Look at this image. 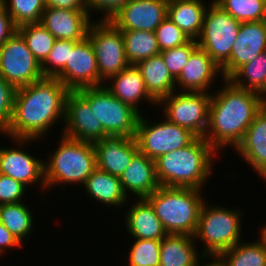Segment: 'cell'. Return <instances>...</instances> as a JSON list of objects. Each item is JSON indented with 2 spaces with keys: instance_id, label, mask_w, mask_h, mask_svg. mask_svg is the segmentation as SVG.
Segmentation results:
<instances>
[{
  "instance_id": "6da1fadb",
  "label": "cell",
  "mask_w": 266,
  "mask_h": 266,
  "mask_svg": "<svg viewBox=\"0 0 266 266\" xmlns=\"http://www.w3.org/2000/svg\"><path fill=\"white\" fill-rule=\"evenodd\" d=\"M68 93L57 78L51 77L17 88L13 116L2 133L18 143L16 146L42 139L53 124L64 123Z\"/></svg>"
},
{
  "instance_id": "7a4b0ae2",
  "label": "cell",
  "mask_w": 266,
  "mask_h": 266,
  "mask_svg": "<svg viewBox=\"0 0 266 266\" xmlns=\"http://www.w3.org/2000/svg\"><path fill=\"white\" fill-rule=\"evenodd\" d=\"M222 88L211 93L208 125L204 139L216 150L233 146L243 140L256 114L266 104L261 95L236 87L224 79ZM214 95V96H213Z\"/></svg>"
},
{
  "instance_id": "3957f363",
  "label": "cell",
  "mask_w": 266,
  "mask_h": 266,
  "mask_svg": "<svg viewBox=\"0 0 266 266\" xmlns=\"http://www.w3.org/2000/svg\"><path fill=\"white\" fill-rule=\"evenodd\" d=\"M215 153L203 137H196L186 147L159 156L155 168L160 186L202 190L212 175Z\"/></svg>"
},
{
  "instance_id": "277c9868",
  "label": "cell",
  "mask_w": 266,
  "mask_h": 266,
  "mask_svg": "<svg viewBox=\"0 0 266 266\" xmlns=\"http://www.w3.org/2000/svg\"><path fill=\"white\" fill-rule=\"evenodd\" d=\"M202 190L160 186L146 199L168 234L194 236L204 202Z\"/></svg>"
},
{
  "instance_id": "5b68a950",
  "label": "cell",
  "mask_w": 266,
  "mask_h": 266,
  "mask_svg": "<svg viewBox=\"0 0 266 266\" xmlns=\"http://www.w3.org/2000/svg\"><path fill=\"white\" fill-rule=\"evenodd\" d=\"M60 138L57 149L50 155V159L47 158V162H44L46 191L49 187L60 186L61 183L83 185L96 169V152L93 143L71 139L64 135Z\"/></svg>"
},
{
  "instance_id": "8992f818",
  "label": "cell",
  "mask_w": 266,
  "mask_h": 266,
  "mask_svg": "<svg viewBox=\"0 0 266 266\" xmlns=\"http://www.w3.org/2000/svg\"><path fill=\"white\" fill-rule=\"evenodd\" d=\"M207 204L208 202L204 201L201 206L194 238L204 243L202 248L204 257H218L222 252L241 242L243 211L237 208L228 209L219 204L218 206Z\"/></svg>"
},
{
  "instance_id": "52a82bcc",
  "label": "cell",
  "mask_w": 266,
  "mask_h": 266,
  "mask_svg": "<svg viewBox=\"0 0 266 266\" xmlns=\"http://www.w3.org/2000/svg\"><path fill=\"white\" fill-rule=\"evenodd\" d=\"M94 110L96 118L109 136L135 137L140 113L121 102L105 87L96 86L77 90Z\"/></svg>"
},
{
  "instance_id": "ba28073f",
  "label": "cell",
  "mask_w": 266,
  "mask_h": 266,
  "mask_svg": "<svg viewBox=\"0 0 266 266\" xmlns=\"http://www.w3.org/2000/svg\"><path fill=\"white\" fill-rule=\"evenodd\" d=\"M240 24L213 0L205 11L201 33L196 39L197 45L206 51L220 68L230 58Z\"/></svg>"
},
{
  "instance_id": "9c48e42d",
  "label": "cell",
  "mask_w": 266,
  "mask_h": 266,
  "mask_svg": "<svg viewBox=\"0 0 266 266\" xmlns=\"http://www.w3.org/2000/svg\"><path fill=\"white\" fill-rule=\"evenodd\" d=\"M211 92H172L157 105L163 106V116L169 122L192 132L196 137L205 136L208 125Z\"/></svg>"
},
{
  "instance_id": "30bf717a",
  "label": "cell",
  "mask_w": 266,
  "mask_h": 266,
  "mask_svg": "<svg viewBox=\"0 0 266 266\" xmlns=\"http://www.w3.org/2000/svg\"><path fill=\"white\" fill-rule=\"evenodd\" d=\"M92 21L87 38L97 60L99 77L105 82L129 66L122 32L110 20Z\"/></svg>"
},
{
  "instance_id": "8fae6325",
  "label": "cell",
  "mask_w": 266,
  "mask_h": 266,
  "mask_svg": "<svg viewBox=\"0 0 266 266\" xmlns=\"http://www.w3.org/2000/svg\"><path fill=\"white\" fill-rule=\"evenodd\" d=\"M143 114L138 120L135 139L140 153L156 160L159 156L189 145L196 136L166 118L152 123Z\"/></svg>"
},
{
  "instance_id": "7c38bea8",
  "label": "cell",
  "mask_w": 266,
  "mask_h": 266,
  "mask_svg": "<svg viewBox=\"0 0 266 266\" xmlns=\"http://www.w3.org/2000/svg\"><path fill=\"white\" fill-rule=\"evenodd\" d=\"M0 76L16 89L44 78L40 63L18 31L0 47Z\"/></svg>"
},
{
  "instance_id": "4fadbf2b",
  "label": "cell",
  "mask_w": 266,
  "mask_h": 266,
  "mask_svg": "<svg viewBox=\"0 0 266 266\" xmlns=\"http://www.w3.org/2000/svg\"><path fill=\"white\" fill-rule=\"evenodd\" d=\"M54 78H57L69 91L104 84L99 77L96 56L87 37L78 41L73 49L69 50L65 67Z\"/></svg>"
},
{
  "instance_id": "5bb4252c",
  "label": "cell",
  "mask_w": 266,
  "mask_h": 266,
  "mask_svg": "<svg viewBox=\"0 0 266 266\" xmlns=\"http://www.w3.org/2000/svg\"><path fill=\"white\" fill-rule=\"evenodd\" d=\"M64 122L61 135L65 137L90 143L109 137L89 102L78 91H69L67 95Z\"/></svg>"
},
{
  "instance_id": "9a60e30c",
  "label": "cell",
  "mask_w": 266,
  "mask_h": 266,
  "mask_svg": "<svg viewBox=\"0 0 266 266\" xmlns=\"http://www.w3.org/2000/svg\"><path fill=\"white\" fill-rule=\"evenodd\" d=\"M266 51V20L240 24L238 37L229 60L220 68L222 80L228 79L239 67Z\"/></svg>"
},
{
  "instance_id": "2e32d148",
  "label": "cell",
  "mask_w": 266,
  "mask_h": 266,
  "mask_svg": "<svg viewBox=\"0 0 266 266\" xmlns=\"http://www.w3.org/2000/svg\"><path fill=\"white\" fill-rule=\"evenodd\" d=\"M169 0H130L110 21L120 30L155 32L167 17Z\"/></svg>"
},
{
  "instance_id": "e0dca14e",
  "label": "cell",
  "mask_w": 266,
  "mask_h": 266,
  "mask_svg": "<svg viewBox=\"0 0 266 266\" xmlns=\"http://www.w3.org/2000/svg\"><path fill=\"white\" fill-rule=\"evenodd\" d=\"M96 168L120 177L139 152L135 137L109 136L93 143Z\"/></svg>"
},
{
  "instance_id": "ac0fdd59",
  "label": "cell",
  "mask_w": 266,
  "mask_h": 266,
  "mask_svg": "<svg viewBox=\"0 0 266 266\" xmlns=\"http://www.w3.org/2000/svg\"><path fill=\"white\" fill-rule=\"evenodd\" d=\"M21 149L0 147V174L20 181L27 187L41 182L42 189L46 188L44 160L35 158L30 152Z\"/></svg>"
},
{
  "instance_id": "d6986e66",
  "label": "cell",
  "mask_w": 266,
  "mask_h": 266,
  "mask_svg": "<svg viewBox=\"0 0 266 266\" xmlns=\"http://www.w3.org/2000/svg\"><path fill=\"white\" fill-rule=\"evenodd\" d=\"M88 11L46 7L40 23L56 38L81 41L87 37L91 25Z\"/></svg>"
},
{
  "instance_id": "ffe728a7",
  "label": "cell",
  "mask_w": 266,
  "mask_h": 266,
  "mask_svg": "<svg viewBox=\"0 0 266 266\" xmlns=\"http://www.w3.org/2000/svg\"><path fill=\"white\" fill-rule=\"evenodd\" d=\"M217 74H221L222 77L220 67H218L206 51L197 46L192 51L187 64L176 78V86L181 88V92L209 93L208 89L211 88V85L218 76Z\"/></svg>"
},
{
  "instance_id": "44dd1931",
  "label": "cell",
  "mask_w": 266,
  "mask_h": 266,
  "mask_svg": "<svg viewBox=\"0 0 266 266\" xmlns=\"http://www.w3.org/2000/svg\"><path fill=\"white\" fill-rule=\"evenodd\" d=\"M119 180L125 195L128 197L131 192L138 199L147 198L160 187L156 176L155 160L140 152L132 158Z\"/></svg>"
},
{
  "instance_id": "7402d4cb",
  "label": "cell",
  "mask_w": 266,
  "mask_h": 266,
  "mask_svg": "<svg viewBox=\"0 0 266 266\" xmlns=\"http://www.w3.org/2000/svg\"><path fill=\"white\" fill-rule=\"evenodd\" d=\"M235 149L256 174L266 181V104L256 114Z\"/></svg>"
},
{
  "instance_id": "603a6c76",
  "label": "cell",
  "mask_w": 266,
  "mask_h": 266,
  "mask_svg": "<svg viewBox=\"0 0 266 266\" xmlns=\"http://www.w3.org/2000/svg\"><path fill=\"white\" fill-rule=\"evenodd\" d=\"M106 81L103 85L112 95L121 102L132 106L140 114L142 112L139 109V102L142 99L158 106L157 102L148 94L142 75L135 65H129L126 69L109 77ZM110 81L111 83H108Z\"/></svg>"
},
{
  "instance_id": "cb8c5ba5",
  "label": "cell",
  "mask_w": 266,
  "mask_h": 266,
  "mask_svg": "<svg viewBox=\"0 0 266 266\" xmlns=\"http://www.w3.org/2000/svg\"><path fill=\"white\" fill-rule=\"evenodd\" d=\"M126 211L125 225L132 239L162 240L168 233L146 198L138 199Z\"/></svg>"
},
{
  "instance_id": "d4e9b609",
  "label": "cell",
  "mask_w": 266,
  "mask_h": 266,
  "mask_svg": "<svg viewBox=\"0 0 266 266\" xmlns=\"http://www.w3.org/2000/svg\"><path fill=\"white\" fill-rule=\"evenodd\" d=\"M196 243L194 236L167 234L161 240L159 266H196L201 258L207 260L198 253Z\"/></svg>"
},
{
  "instance_id": "484cf974",
  "label": "cell",
  "mask_w": 266,
  "mask_h": 266,
  "mask_svg": "<svg viewBox=\"0 0 266 266\" xmlns=\"http://www.w3.org/2000/svg\"><path fill=\"white\" fill-rule=\"evenodd\" d=\"M142 75L148 94L158 103L176 89V79L171 75L161 54L135 65Z\"/></svg>"
},
{
  "instance_id": "4316f807",
  "label": "cell",
  "mask_w": 266,
  "mask_h": 266,
  "mask_svg": "<svg viewBox=\"0 0 266 266\" xmlns=\"http://www.w3.org/2000/svg\"><path fill=\"white\" fill-rule=\"evenodd\" d=\"M204 0H169L167 17L190 39H197L201 33L203 18L207 9Z\"/></svg>"
},
{
  "instance_id": "83f0119b",
  "label": "cell",
  "mask_w": 266,
  "mask_h": 266,
  "mask_svg": "<svg viewBox=\"0 0 266 266\" xmlns=\"http://www.w3.org/2000/svg\"><path fill=\"white\" fill-rule=\"evenodd\" d=\"M85 192L91 198L104 205L119 208L129 201L122 189L119 177L96 168L83 184Z\"/></svg>"
},
{
  "instance_id": "f1b7e54d",
  "label": "cell",
  "mask_w": 266,
  "mask_h": 266,
  "mask_svg": "<svg viewBox=\"0 0 266 266\" xmlns=\"http://www.w3.org/2000/svg\"><path fill=\"white\" fill-rule=\"evenodd\" d=\"M228 80L236 87L255 92L266 99V51L239 67Z\"/></svg>"
},
{
  "instance_id": "f546056e",
  "label": "cell",
  "mask_w": 266,
  "mask_h": 266,
  "mask_svg": "<svg viewBox=\"0 0 266 266\" xmlns=\"http://www.w3.org/2000/svg\"><path fill=\"white\" fill-rule=\"evenodd\" d=\"M121 32L129 65H136L140 61L160 54L155 32L141 30H121Z\"/></svg>"
},
{
  "instance_id": "4dcf8cb0",
  "label": "cell",
  "mask_w": 266,
  "mask_h": 266,
  "mask_svg": "<svg viewBox=\"0 0 266 266\" xmlns=\"http://www.w3.org/2000/svg\"><path fill=\"white\" fill-rule=\"evenodd\" d=\"M32 214L34 213L24 202L0 205V220L2 224L21 244L32 233L34 224Z\"/></svg>"
},
{
  "instance_id": "1f68e13d",
  "label": "cell",
  "mask_w": 266,
  "mask_h": 266,
  "mask_svg": "<svg viewBox=\"0 0 266 266\" xmlns=\"http://www.w3.org/2000/svg\"><path fill=\"white\" fill-rule=\"evenodd\" d=\"M218 258L224 266H266V246L260 240L239 242Z\"/></svg>"
},
{
  "instance_id": "d6a6232c",
  "label": "cell",
  "mask_w": 266,
  "mask_h": 266,
  "mask_svg": "<svg viewBox=\"0 0 266 266\" xmlns=\"http://www.w3.org/2000/svg\"><path fill=\"white\" fill-rule=\"evenodd\" d=\"M28 49L40 65L45 61L57 40L41 23H27L17 27Z\"/></svg>"
},
{
  "instance_id": "836d02e7",
  "label": "cell",
  "mask_w": 266,
  "mask_h": 266,
  "mask_svg": "<svg viewBox=\"0 0 266 266\" xmlns=\"http://www.w3.org/2000/svg\"><path fill=\"white\" fill-rule=\"evenodd\" d=\"M240 23L266 20V0H213Z\"/></svg>"
},
{
  "instance_id": "e575fe53",
  "label": "cell",
  "mask_w": 266,
  "mask_h": 266,
  "mask_svg": "<svg viewBox=\"0 0 266 266\" xmlns=\"http://www.w3.org/2000/svg\"><path fill=\"white\" fill-rule=\"evenodd\" d=\"M6 11L18 27L27 23H40L46 8L45 0H1ZM9 4V5H8ZM9 6V7H8Z\"/></svg>"
},
{
  "instance_id": "d590c367",
  "label": "cell",
  "mask_w": 266,
  "mask_h": 266,
  "mask_svg": "<svg viewBox=\"0 0 266 266\" xmlns=\"http://www.w3.org/2000/svg\"><path fill=\"white\" fill-rule=\"evenodd\" d=\"M128 266H159L161 240L133 239Z\"/></svg>"
},
{
  "instance_id": "8d00e7d4",
  "label": "cell",
  "mask_w": 266,
  "mask_h": 266,
  "mask_svg": "<svg viewBox=\"0 0 266 266\" xmlns=\"http://www.w3.org/2000/svg\"><path fill=\"white\" fill-rule=\"evenodd\" d=\"M78 41L57 39L49 52L45 61L41 64V71L44 77L54 78L66 65L69 56V50Z\"/></svg>"
},
{
  "instance_id": "74e56055",
  "label": "cell",
  "mask_w": 266,
  "mask_h": 266,
  "mask_svg": "<svg viewBox=\"0 0 266 266\" xmlns=\"http://www.w3.org/2000/svg\"><path fill=\"white\" fill-rule=\"evenodd\" d=\"M197 41L191 39L186 44L161 51L160 54L171 75L176 79L187 64L192 51L197 47Z\"/></svg>"
},
{
  "instance_id": "f35d334b",
  "label": "cell",
  "mask_w": 266,
  "mask_h": 266,
  "mask_svg": "<svg viewBox=\"0 0 266 266\" xmlns=\"http://www.w3.org/2000/svg\"><path fill=\"white\" fill-rule=\"evenodd\" d=\"M155 34L160 51L182 46L191 40L168 17L156 28Z\"/></svg>"
},
{
  "instance_id": "ab89813d",
  "label": "cell",
  "mask_w": 266,
  "mask_h": 266,
  "mask_svg": "<svg viewBox=\"0 0 266 266\" xmlns=\"http://www.w3.org/2000/svg\"><path fill=\"white\" fill-rule=\"evenodd\" d=\"M16 88L0 76V133L9 125L14 111Z\"/></svg>"
},
{
  "instance_id": "60d3db41",
  "label": "cell",
  "mask_w": 266,
  "mask_h": 266,
  "mask_svg": "<svg viewBox=\"0 0 266 266\" xmlns=\"http://www.w3.org/2000/svg\"><path fill=\"white\" fill-rule=\"evenodd\" d=\"M27 188L20 181L0 174V205L23 202L22 197H24Z\"/></svg>"
},
{
  "instance_id": "b9f144b4",
  "label": "cell",
  "mask_w": 266,
  "mask_h": 266,
  "mask_svg": "<svg viewBox=\"0 0 266 266\" xmlns=\"http://www.w3.org/2000/svg\"><path fill=\"white\" fill-rule=\"evenodd\" d=\"M130 0H86L87 11L91 15V11L102 12L100 20H110L117 12Z\"/></svg>"
},
{
  "instance_id": "7bdbcfd3",
  "label": "cell",
  "mask_w": 266,
  "mask_h": 266,
  "mask_svg": "<svg viewBox=\"0 0 266 266\" xmlns=\"http://www.w3.org/2000/svg\"><path fill=\"white\" fill-rule=\"evenodd\" d=\"M17 31V26L0 0V47Z\"/></svg>"
},
{
  "instance_id": "ee69618b",
  "label": "cell",
  "mask_w": 266,
  "mask_h": 266,
  "mask_svg": "<svg viewBox=\"0 0 266 266\" xmlns=\"http://www.w3.org/2000/svg\"><path fill=\"white\" fill-rule=\"evenodd\" d=\"M46 7L87 11L86 0H45Z\"/></svg>"
},
{
  "instance_id": "f6af8a7d",
  "label": "cell",
  "mask_w": 266,
  "mask_h": 266,
  "mask_svg": "<svg viewBox=\"0 0 266 266\" xmlns=\"http://www.w3.org/2000/svg\"><path fill=\"white\" fill-rule=\"evenodd\" d=\"M22 244L5 228L0 220V253L3 254L5 249L17 248Z\"/></svg>"
},
{
  "instance_id": "bcb514c9",
  "label": "cell",
  "mask_w": 266,
  "mask_h": 266,
  "mask_svg": "<svg viewBox=\"0 0 266 266\" xmlns=\"http://www.w3.org/2000/svg\"><path fill=\"white\" fill-rule=\"evenodd\" d=\"M211 259V261L209 260L208 262L205 261V263L203 262L202 264H200L201 262L199 261L198 264L196 266H224V264L222 263V261L218 258V257H208Z\"/></svg>"
},
{
  "instance_id": "7dc6e473",
  "label": "cell",
  "mask_w": 266,
  "mask_h": 266,
  "mask_svg": "<svg viewBox=\"0 0 266 266\" xmlns=\"http://www.w3.org/2000/svg\"><path fill=\"white\" fill-rule=\"evenodd\" d=\"M260 240L264 243V245L266 246V224H264V227L260 229Z\"/></svg>"
}]
</instances>
